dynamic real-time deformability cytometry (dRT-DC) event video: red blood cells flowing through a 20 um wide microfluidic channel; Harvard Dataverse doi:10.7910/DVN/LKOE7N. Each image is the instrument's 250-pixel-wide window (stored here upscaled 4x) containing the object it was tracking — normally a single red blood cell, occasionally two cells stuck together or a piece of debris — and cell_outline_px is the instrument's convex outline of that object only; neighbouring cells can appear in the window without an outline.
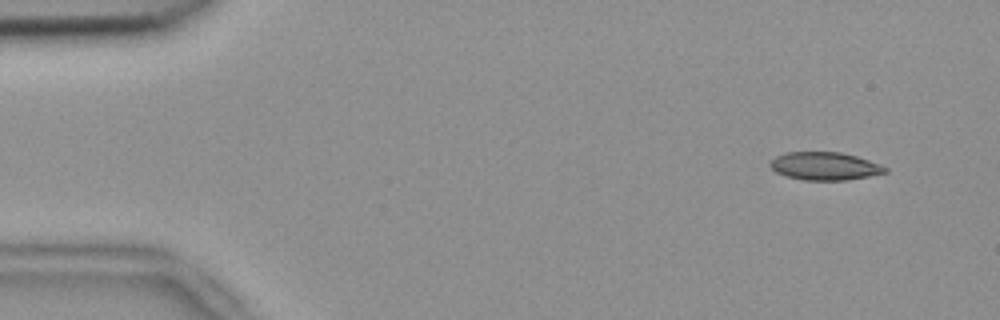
{"species": "common noctule bat (a hibernating species)", "species_latin": "Nyctalus noctula", "temperature_condition": "room temperature", "stored_images_in_passage": 53, "camera_frame_rate_fps": 3000, "um_per_image_px": 0.085, "animal": {"sex": "female", "body_mass_g": 18.4}, "frame": {"image": 1, "passage_image": 4, "time_ms": 1.0, "image_size_px": [1000, 320], "cell_outline_px": [[888, 172], [848, 180], [804, 180], [788, 176], [776, 172], [768, 164], [776, 156], [784, 152], [840, 152], [856, 156], [880, 164], [888, 168]], "centroid_in_image_um": [70.11, 14.11], "position_along_channel_um": 14.9, "area_um2": 18.67}}
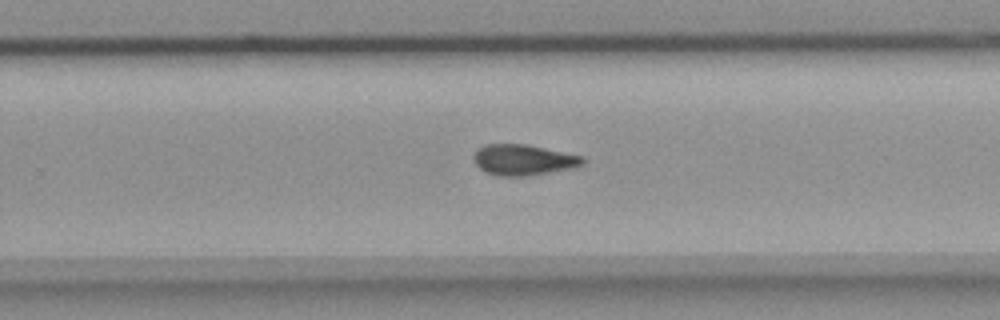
{"frame": {"image": 2, "passage_image": 34, "time_ms": 11.0, "image_size_px": [1000, 320], "cell_outline_px": [[584, 164], [576, 168], [524, 176], [500, 176], [484, 172], [476, 164], [472, 156], [476, 148], [484, 144], [528, 144], [584, 156]], "centroid_in_image_um": [44.49, 13.58], "position_along_channel_um": 285.3, "area_um2": 19.88}}
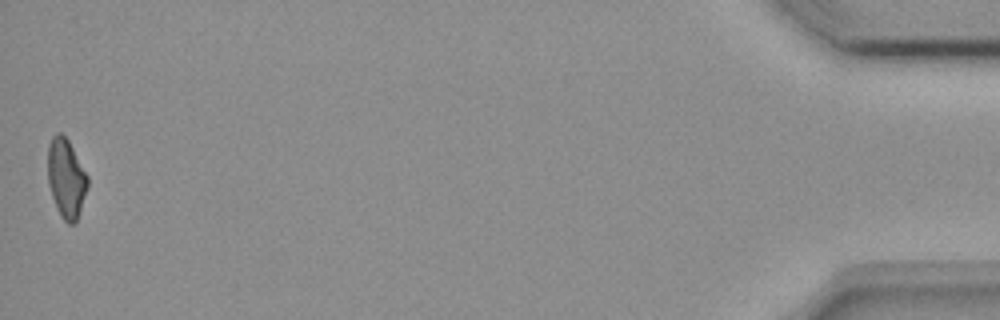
{"frame": {"image": 3, "passage_image": 53, "time_ms": 17.333, "image_size_px": [1000, 320], "cell_outline_px": [[88, 188], [76, 220], [72, 224], [68, 224], [60, 216], [56, 208], [48, 184], [48, 144], [52, 136], [56, 132], [60, 132], [68, 140], [88, 176]], "centroid_in_image_um": [5.61, 15.14], "position_along_channel_um": 429.6, "area_um2": 18.32}, "authors_computed_cell_mechanics": {"area_um2": 19.3052, "velocity_mm_per_s": 3.7771, "shape_relaxation_time_tau1_ms": null, "shape_relaxation_time_tau2_ms": 6.4553, "deformation_change_tau1": null, "deformation_change_tau2": 0.1421}}